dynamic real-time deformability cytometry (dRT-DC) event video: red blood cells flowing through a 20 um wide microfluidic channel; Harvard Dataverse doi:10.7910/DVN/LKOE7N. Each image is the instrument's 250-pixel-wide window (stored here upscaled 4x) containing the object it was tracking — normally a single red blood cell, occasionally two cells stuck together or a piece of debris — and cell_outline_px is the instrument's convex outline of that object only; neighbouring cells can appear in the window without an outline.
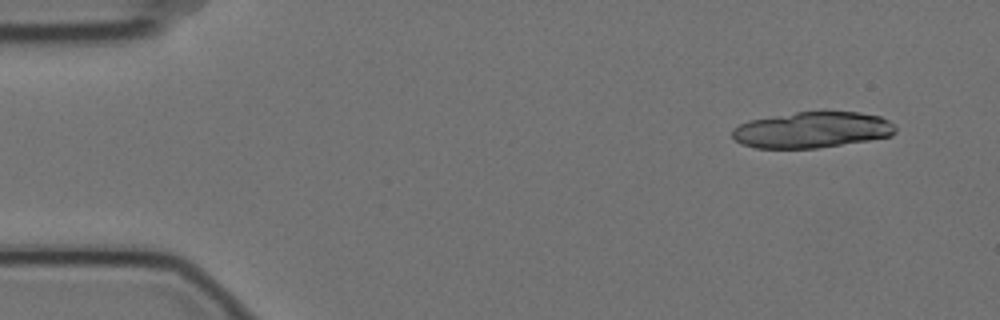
{"species": "Egyptian fruit bat (a non-hibernating species)", "species_latin": "Rousettus aegyptiacus", "temperature_condition": "cold", "stored_images_in_passage": 7, "camera_frame_rate_fps": 3000, "um_per_image_px": 0.085, "animal": {"sex": "female"}, "frame": {"image": 1, "passage_image": 2, "time_ms": 0.333, "image_size_px": [1000, 320], "cell_outline_px": [[896, 132], [892, 136], [868, 140], [816, 148], [756, 148], [740, 144], [732, 136], [732, 128], [748, 120], [796, 112], [860, 112], [880, 116], [888, 120], [896, 128]], "centroid_in_image_um": [69.01, 11.04], "position_along_channel_um": 16.0, "area_um2": 34.22}}
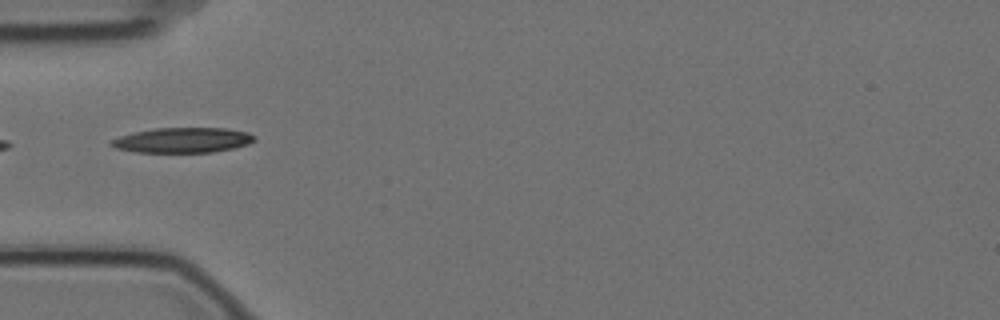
{"frame": {"image": 2, "passage_image": 6, "time_ms": 1.667, "image_size_px": [1000, 320], "cell_outline_px": [[256, 140], [248, 144], [236, 148], [212, 152], [136, 152], [116, 148], [108, 144], [108, 140], [120, 136], [136, 132], [156, 128], [228, 128], [248, 132], [256, 136]], "centroid_in_image_um": [15.55, 11.91], "position_along_channel_um": 69.4, "area_um2": 21.1}}
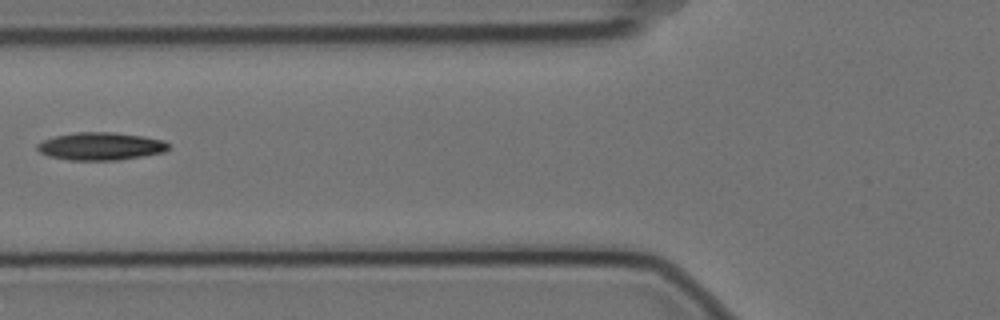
{"frame": {"image": 3, "passage_image": 7, "time_ms": 2.0, "image_size_px": [1000, 320], "cell_outline_px": [[168, 148], [164, 152], [144, 156], [116, 160], [68, 160], [48, 156], [40, 152], [36, 148], [36, 144], [44, 140], [56, 136], [76, 132], [112, 132], [140, 136], [164, 140], [168, 144]], "centroid_in_image_um": [8.53, 12.44], "position_along_channel_um": 117.3, "area_um2": 21.1}}